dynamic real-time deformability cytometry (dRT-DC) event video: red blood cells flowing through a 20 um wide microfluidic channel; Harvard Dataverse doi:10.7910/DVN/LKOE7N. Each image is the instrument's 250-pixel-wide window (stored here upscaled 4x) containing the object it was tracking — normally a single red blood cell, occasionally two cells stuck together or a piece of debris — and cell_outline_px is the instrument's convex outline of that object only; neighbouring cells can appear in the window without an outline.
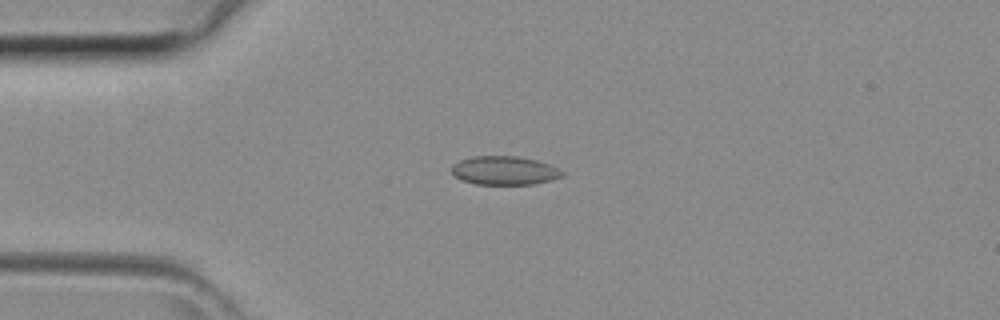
{"species": "common noctule bat (a hibernating species)", "species_latin": "Nyctalus noctula", "temperature_condition": "room temperature", "stored_images_in_passage": 43, "camera_frame_rate_fps": 3000, "um_per_image_px": 0.085, "animal": {"sex": "female", "body_mass_g": 29.2, "forearm_length_mm": 56.3}, "frame": {"image": 1, "passage_image": 11, "time_ms": 3.333, "image_size_px": [1000, 320], "cell_outline_px": [[564, 176], [552, 180], [536, 184], [476, 184], [460, 180], [452, 172], [452, 164], [460, 160], [472, 156], [516, 156], [536, 160], [548, 164], [564, 172]], "centroid_in_image_um": [42.87, 14.5], "position_along_channel_um": 42.1, "area_um2": 18.5}}
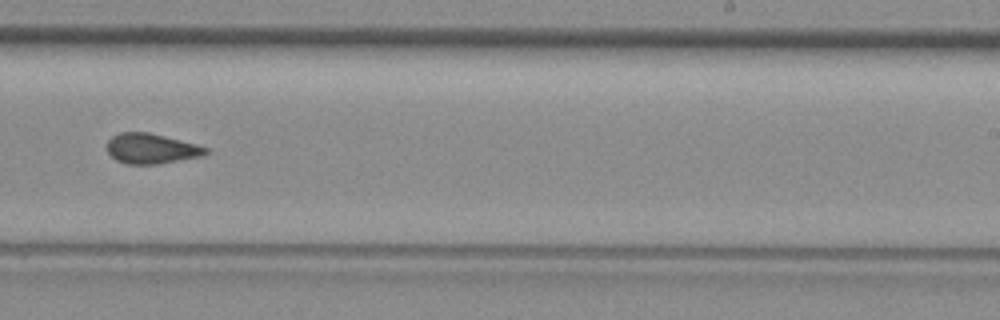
{"frame": {"image": 2, "passage_image": 27, "time_ms": 8.667, "image_size_px": [1000, 320], "cell_outline_px": [[208, 152], [204, 156], [160, 164], [128, 164], [116, 160], [108, 152], [108, 140], [112, 136], [120, 132], [148, 132], [196, 144], [208, 148]], "centroid_in_image_um": [12.88, 12.64], "position_along_channel_um": 276.1, "area_um2": 17.34}}
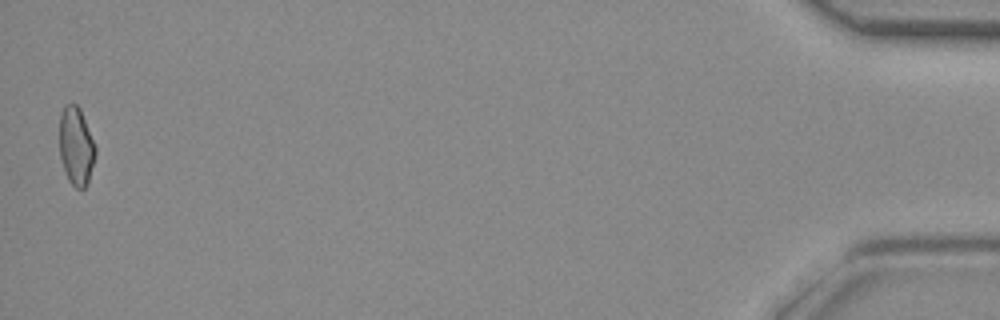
{"frame": {"image": 3, "passage_image": 43, "time_ms": 14.0, "image_size_px": [1000, 320], "cell_outline_px": [[96, 152], [88, 184], [84, 188], [76, 188], [68, 180], [60, 156], [60, 112], [64, 104], [76, 104], [80, 108], [96, 148]], "centroid_in_image_um": [6.47, 12.41], "position_along_channel_um": 428.7, "area_um2": 16.3}}